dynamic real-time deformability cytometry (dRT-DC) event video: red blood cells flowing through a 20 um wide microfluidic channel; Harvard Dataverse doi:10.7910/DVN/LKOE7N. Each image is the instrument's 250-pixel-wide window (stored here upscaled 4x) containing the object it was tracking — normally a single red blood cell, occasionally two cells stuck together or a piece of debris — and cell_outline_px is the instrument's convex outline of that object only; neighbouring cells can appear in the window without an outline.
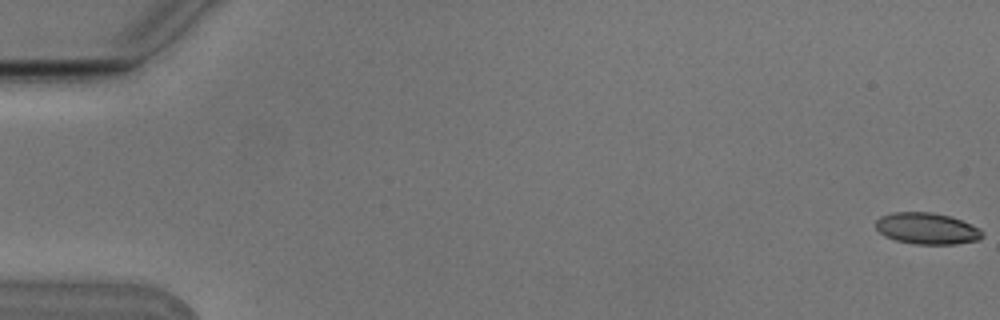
{"species": "Egyptian fruit bat (a non-hibernating species)", "species_latin": "Rousettus aegyptiacus", "temperature_condition": "cold", "stored_images_in_passage": 8, "camera_frame_rate_fps": 3000, "um_per_image_px": 0.085, "animal": {"sex": "male"}, "frame": {"image": 1, "passage_image": 1, "time_ms": 0.0, "image_size_px": [1000, 320], "cell_outline_px": [[984, 236], [980, 240], [956, 244], [916, 244], [896, 240], [884, 236], [876, 228], [876, 220], [880, 216], [892, 212], [932, 212], [952, 216], [980, 228], [984, 232]], "centroid_in_image_um": [78.82, 19.42], "position_along_channel_um": 6.2, "area_um2": 19.77}}
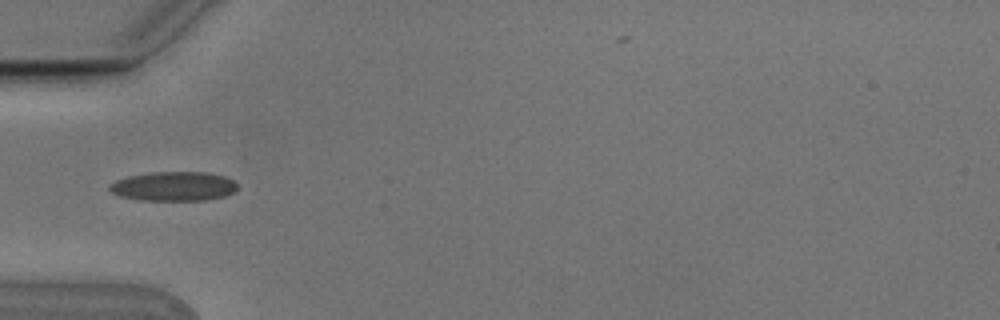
{"frame": {"image": 2, "passage_image": 6, "time_ms": 1.667, "image_size_px": [1000, 320], "cell_outline_px": [[236, 188], [232, 192], [224, 196], [204, 200], [140, 200], [120, 196], [112, 192], [108, 188], [116, 180], [128, 176], [152, 172], [204, 172], [224, 176], [232, 180], [236, 184]], "centroid_in_image_um": [14.74, 15.83], "position_along_channel_um": 70.3, "area_um2": 21.56}}
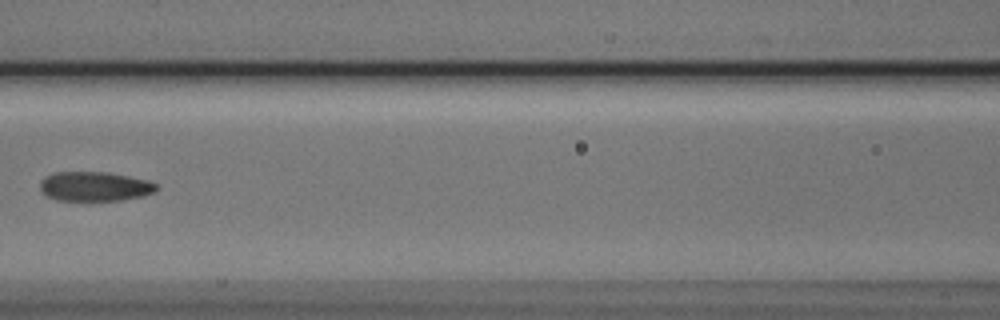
{"frame": {"image": 3, "passage_image": 8, "time_ms": 2.333, "image_size_px": [1000, 320], "cell_outline_px": [[160, 188], [156, 192], [144, 196], [120, 200], [56, 200], [44, 196], [40, 192], [40, 180], [56, 172], [108, 172], [148, 180], [156, 184]], "centroid_in_image_um": [8.06, 15.85], "position_along_channel_um": 158.5, "area_um2": 20.17}}